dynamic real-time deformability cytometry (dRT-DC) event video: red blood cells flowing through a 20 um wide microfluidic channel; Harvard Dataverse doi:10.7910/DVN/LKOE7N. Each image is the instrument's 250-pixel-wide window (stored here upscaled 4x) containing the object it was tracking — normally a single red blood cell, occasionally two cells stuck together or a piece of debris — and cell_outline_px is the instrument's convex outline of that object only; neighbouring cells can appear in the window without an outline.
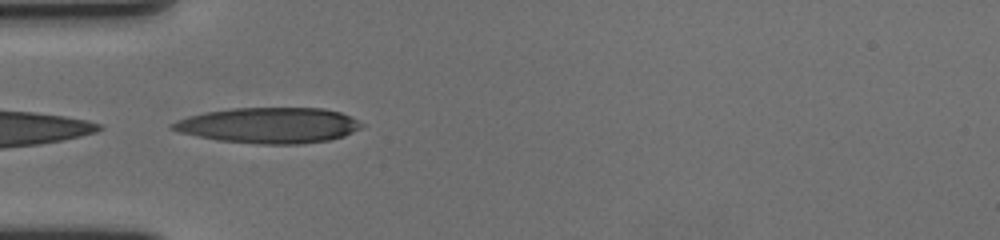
{"species": "human", "species_latin": "Homo sapiens", "temperature_condition": "cold", "stored_images_in_passage": 8, "camera_frame_rate_fps": 3000, "um_per_image_px": 0.085, "donor": {"sex": "female"}, "frame": {"image": 1, "passage_image": 1, "time_ms": 0.0, "image_size_px": [1000, 240], "cell_outline_px": [[364, 124], [360, 128], [344, 136], [328, 140], [300, 144], [252, 144], [216, 140], [180, 132], [168, 128], [168, 124], [176, 120], [188, 116], [204, 112], [232, 108], [324, 108], [340, 112]], "centroid_in_image_um": [22.8, 10.65], "position_along_channel_um": 62.2, "area_um2": 39.42}}
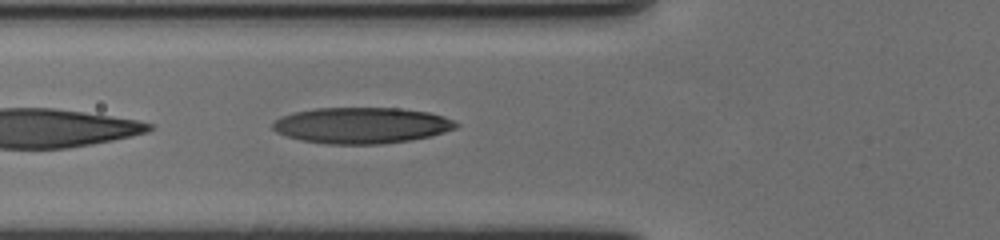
{"frame": {"image": 2, "passage_image": 4, "time_ms": 1.0, "image_size_px": [1000, 240], "cell_outline_px": [[460, 124], [456, 128], [432, 136], [412, 140], [380, 144], [328, 144], [300, 140], [276, 132], [272, 128], [272, 124], [280, 116], [292, 112], [316, 108], [400, 108], [428, 112], [444, 116]], "centroid_in_image_um": [30.73, 10.66], "position_along_channel_um": 95.1, "area_um2": 38.73}}